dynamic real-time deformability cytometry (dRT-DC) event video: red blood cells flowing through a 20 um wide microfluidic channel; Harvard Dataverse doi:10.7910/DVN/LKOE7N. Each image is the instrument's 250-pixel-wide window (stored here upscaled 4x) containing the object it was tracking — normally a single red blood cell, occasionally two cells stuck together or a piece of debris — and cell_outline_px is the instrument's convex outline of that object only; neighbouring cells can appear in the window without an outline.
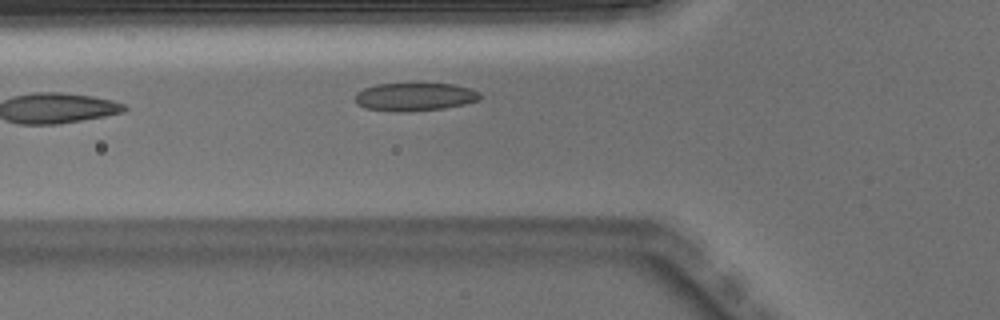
{"species": "Egyptian fruit bat (a non-hibernating species)", "species_latin": "Rousettus aegyptiacus", "temperature_condition": "warm", "stored_images_in_passage": 3, "camera_frame_rate_fps": 3000, "um_per_image_px": 0.085, "animal": {"sex": "male"}, "frame": {"image": 1, "passage_image": 3, "time_ms": 0.667, "image_size_px": [1000, 320], "cell_outline_px": [[480, 100], [464, 104], [444, 108], [408, 112], [392, 112], [364, 108], [356, 100], [356, 92], [364, 88], [376, 84], [452, 84], [472, 88], [480, 92]], "centroid_in_image_um": [35.27, 8.24], "position_along_channel_um": 90.5, "area_um2": 20.52}}